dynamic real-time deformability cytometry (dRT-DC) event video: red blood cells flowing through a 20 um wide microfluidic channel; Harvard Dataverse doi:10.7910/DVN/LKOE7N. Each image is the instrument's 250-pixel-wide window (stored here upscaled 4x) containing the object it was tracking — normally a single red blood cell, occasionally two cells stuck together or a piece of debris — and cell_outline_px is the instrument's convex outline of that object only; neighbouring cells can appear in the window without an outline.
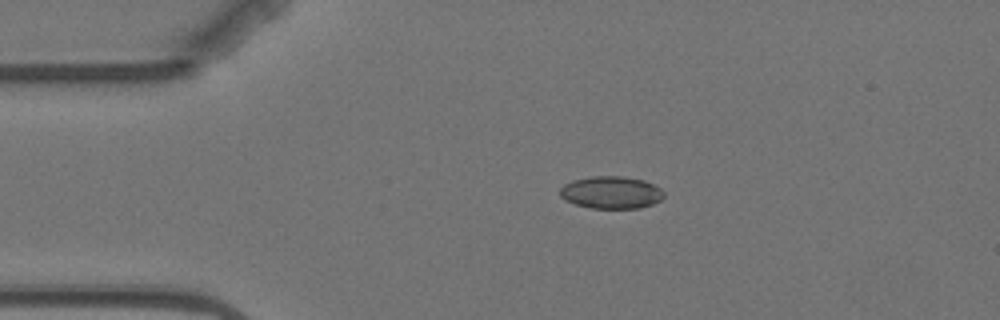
{"species": "Egyptian fruit bat (a non-hibernating species)", "species_latin": "Rousettus aegyptiacus", "temperature_condition": "warm", "stored_images_in_passage": 2, "camera_frame_rate_fps": 3000, "um_per_image_px": 0.085, "animal": {"sex": "female"}, "frame": {"image": 1, "passage_image": 1, "time_ms": 0.0, "image_size_px": [1000, 320], "cell_outline_px": [[664, 196], [660, 200], [652, 204], [640, 208], [592, 208], [576, 204], [564, 200], [560, 196], [560, 188], [564, 184], [572, 180], [592, 176], [624, 176], [644, 180], [660, 188], [664, 192]], "centroid_in_image_um": [51.94, 16.35], "position_along_channel_um": 33.1, "area_um2": 19.65}}